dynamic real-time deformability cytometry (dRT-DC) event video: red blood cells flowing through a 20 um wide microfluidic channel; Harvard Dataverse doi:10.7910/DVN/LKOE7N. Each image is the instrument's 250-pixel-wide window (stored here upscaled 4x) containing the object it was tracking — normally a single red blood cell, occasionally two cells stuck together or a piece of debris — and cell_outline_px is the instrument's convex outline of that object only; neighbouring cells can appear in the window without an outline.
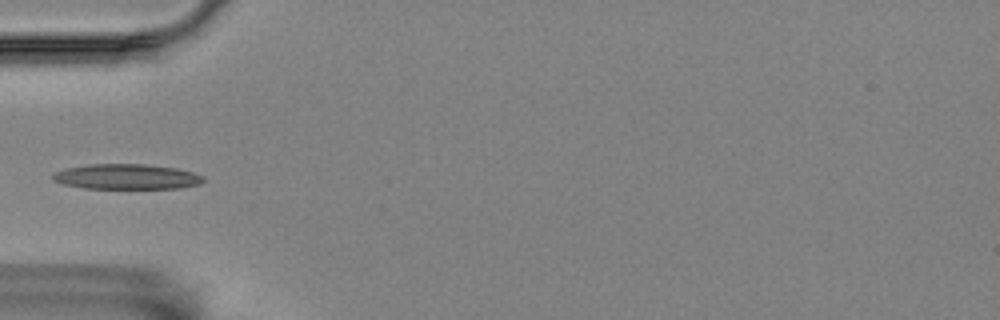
{"species": "Egyptian fruit bat (a non-hibernating species)", "species_latin": "Rousettus aegyptiacus", "temperature_condition": "room temperature", "stored_images_in_passage": 5, "camera_frame_rate_fps": 3000, "um_per_image_px": 0.085, "animal": {"sex": "female"}, "frame": {"image": 1, "passage_image": 5, "time_ms": 1.333, "image_size_px": [1000, 320], "cell_outline_px": [[204, 180], [200, 184], [180, 188], [84, 188], [64, 184], [52, 180], [52, 176], [56, 172], [68, 168], [88, 164], [144, 164], [176, 168], [192, 172], [204, 176]], "centroid_in_image_um": [10.78, 15.02], "position_along_channel_um": 74.2, "area_um2": 21.96}}